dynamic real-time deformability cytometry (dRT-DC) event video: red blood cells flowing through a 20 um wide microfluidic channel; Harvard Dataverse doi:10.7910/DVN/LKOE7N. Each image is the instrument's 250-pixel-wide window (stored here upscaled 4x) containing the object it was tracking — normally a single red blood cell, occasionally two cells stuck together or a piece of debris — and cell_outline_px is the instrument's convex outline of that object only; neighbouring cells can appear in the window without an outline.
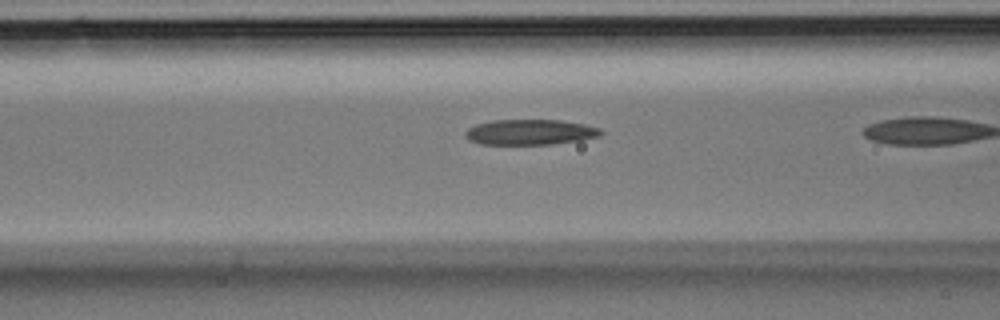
{"species": "Egyptian fruit bat (a non-hibernating species)", "species_latin": "Rousettus aegyptiacus", "temperature_condition": "room temperature", "stored_images_in_passage": 10, "camera_frame_rate_fps": 3000, "um_per_image_px": 0.085, "animal": {"sex": "male"}, "frame": {"image": 1, "passage_image": 9, "time_ms": 2.667, "image_size_px": [1000, 320], "cell_outline_px": [[604, 132], [600, 136], [580, 140], [552, 144], [480, 144], [468, 140], [464, 136], [464, 132], [468, 128], [476, 124], [492, 120], [560, 120], [584, 124], [600, 128]], "centroid_in_image_um": [45.04, 11.23], "position_along_channel_um": 121.6, "area_um2": 20.17}}